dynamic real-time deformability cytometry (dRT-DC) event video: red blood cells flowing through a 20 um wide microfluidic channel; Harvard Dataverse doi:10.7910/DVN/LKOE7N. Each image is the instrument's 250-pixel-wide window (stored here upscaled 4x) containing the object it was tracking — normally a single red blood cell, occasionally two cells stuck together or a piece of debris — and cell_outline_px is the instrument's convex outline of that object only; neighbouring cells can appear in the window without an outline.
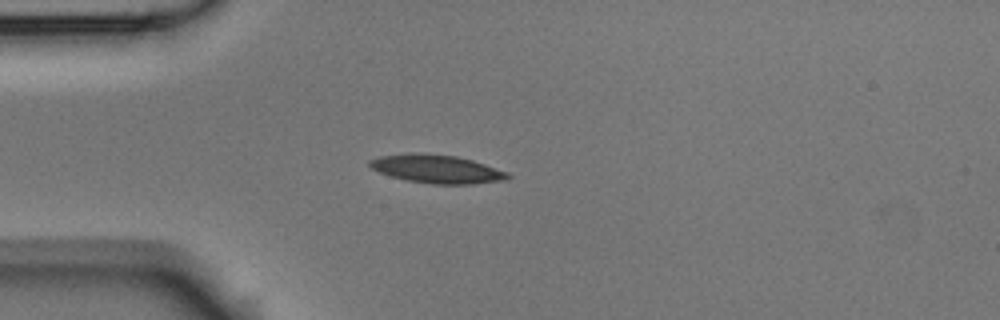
{"species": "Egyptian fruit bat (a non-hibernating species)", "species_latin": "Rousettus aegyptiacus", "temperature_condition": "room temperature", "stored_images_in_passage": 4, "camera_frame_rate_fps": 3000, "um_per_image_px": 0.085, "animal": {"sex": "male"}, "frame": {"image": 1, "passage_image": 3, "time_ms": 0.667, "image_size_px": [1000, 320], "cell_outline_px": [[512, 176], [508, 180], [472, 184], [432, 184], [408, 180], [392, 176], [380, 172], [372, 168], [368, 164], [368, 160], [380, 156], [408, 152], [412, 152], [456, 156], [472, 160], [508, 172]], "centroid_in_image_um": [37.15, 14.36], "position_along_channel_um": 47.9, "area_um2": 22.83}}